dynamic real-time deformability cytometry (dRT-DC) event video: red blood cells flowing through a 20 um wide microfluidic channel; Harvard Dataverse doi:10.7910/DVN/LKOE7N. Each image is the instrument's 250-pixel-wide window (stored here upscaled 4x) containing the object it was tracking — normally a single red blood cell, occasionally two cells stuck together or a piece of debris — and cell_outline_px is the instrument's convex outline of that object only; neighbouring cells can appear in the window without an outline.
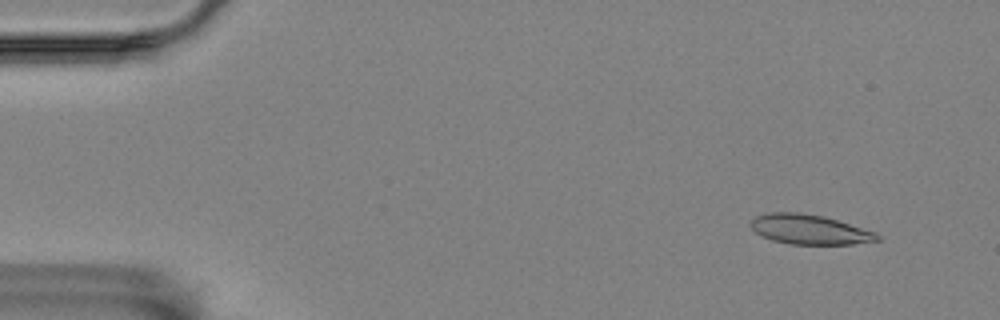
{"species": "Egyptian fruit bat (a non-hibernating species)", "species_latin": "Rousettus aegyptiacus", "temperature_condition": "room temperature", "stored_images_in_passage": 58, "segment_of_instrument_passage": [1, 2], "camera_frame_rate_fps": 3000, "um_per_image_px": 0.085, "animal": {"sex": "female"}, "frame": {"image": 1, "passage_image": 5, "time_ms": 1.333, "image_size_px": [1000, 320], "cell_outline_px": [[880, 240], [852, 244], [788, 244], [772, 240], [756, 232], [748, 224], [756, 216], [768, 212], [800, 212], [824, 216], [876, 232], [880, 236]], "centroid_in_image_um": [68.8, 19.5], "position_along_channel_um": 16.2, "area_um2": 21.91}}
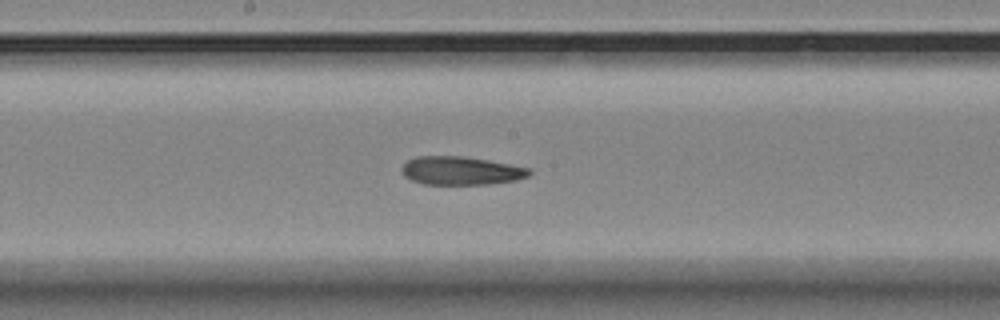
{"frame": {"image": 2, "passage_image": 30, "time_ms": 9.667, "image_size_px": [1000, 320], "cell_outline_px": [[532, 172], [528, 176], [516, 180], [488, 184], [424, 184], [412, 180], [404, 176], [400, 168], [408, 160], [416, 156], [464, 156], [488, 160], [532, 168]], "centroid_in_image_um": [39.19, 14.5], "position_along_channel_um": 209.0, "area_um2": 21.15}}
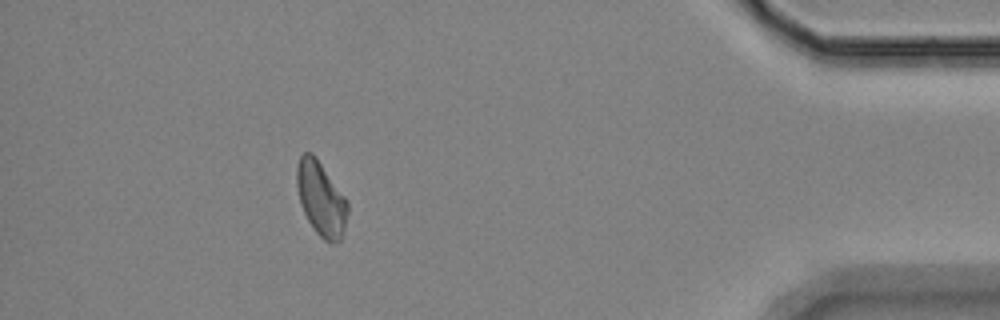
{"frame": {"image": 3, "passage_image": 51, "time_ms": 16.667, "image_size_px": [1000, 320], "cell_outline_px": [[348, 212], [344, 232], [340, 240], [336, 244], [332, 244], [324, 240], [312, 228], [300, 204], [296, 184], [296, 168], [300, 156], [304, 152], [312, 152], [344, 196], [348, 204]], "centroid_in_image_um": [27.28, 16.92], "position_along_channel_um": 407.9, "area_um2": 21.96}}